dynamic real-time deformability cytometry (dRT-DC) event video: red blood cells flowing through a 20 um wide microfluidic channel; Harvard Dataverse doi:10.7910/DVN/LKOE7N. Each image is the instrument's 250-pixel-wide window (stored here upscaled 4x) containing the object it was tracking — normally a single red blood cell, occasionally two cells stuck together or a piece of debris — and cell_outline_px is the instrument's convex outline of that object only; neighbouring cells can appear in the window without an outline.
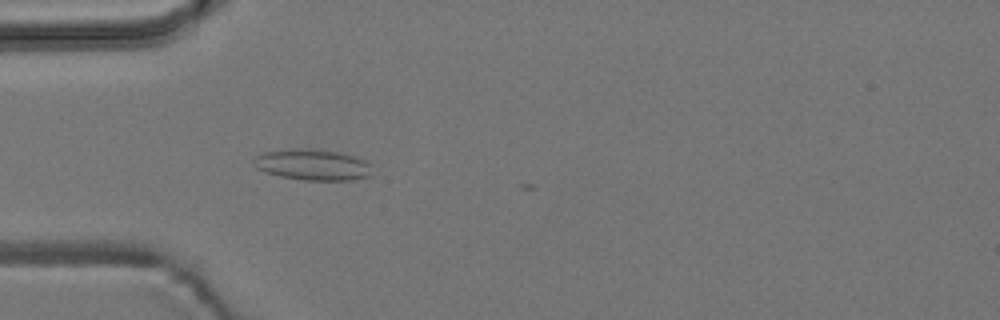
{"species": "common noctule bat (a hibernating species)", "species_latin": "Nyctalus noctula", "temperature_condition": "room temperature", "stored_images_in_passage": 5, "camera_frame_rate_fps": 3000, "um_per_image_px": 0.085, "animal": {"sex": "male", "body_mass_g": 19.2, "forearm_length_mm": 51.8}, "frame": {"image": 1, "passage_image": 5, "time_ms": 5.0, "image_size_px": [1000, 320], "cell_outline_px": [[372, 176], [348, 180], [304, 180], [280, 176], [256, 168], [252, 164], [252, 160], [256, 156], [264, 152], [292, 148], [300, 148], [336, 152], [352, 156], [364, 160], [368, 164]], "centroid_in_image_um": [26.52, 14.01], "position_along_channel_um": 58.5, "area_um2": 21.1}}